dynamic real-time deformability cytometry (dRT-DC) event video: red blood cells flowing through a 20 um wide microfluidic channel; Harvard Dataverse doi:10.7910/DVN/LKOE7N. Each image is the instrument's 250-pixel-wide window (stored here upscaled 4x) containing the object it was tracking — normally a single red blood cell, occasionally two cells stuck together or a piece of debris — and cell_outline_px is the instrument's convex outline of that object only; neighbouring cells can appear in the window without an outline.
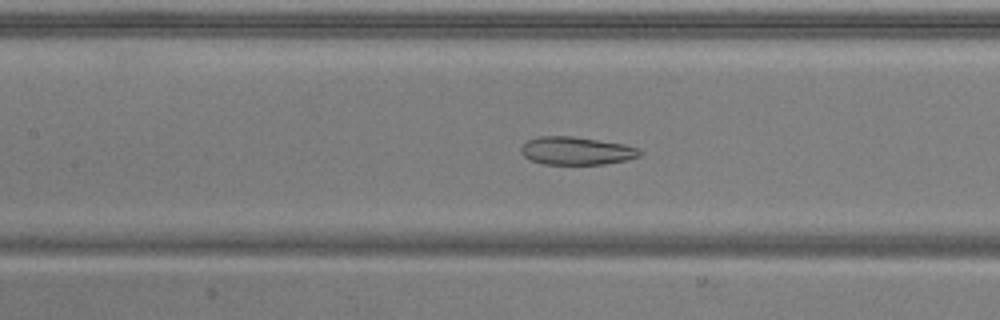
{"species": "common noctule bat (a hibernating species)", "species_latin": "Nyctalus noctula", "temperature_condition": "warm", "stored_images_in_passage": 51, "camera_frame_rate_fps": 3000, "um_per_image_px": 0.085, "animal": {"sex": "male", "body_mass_g": 20.5, "forearm_length_mm": 52.5}, "frame": {"image": 1, "passage_image": 23, "time_ms": 7.333, "image_size_px": [1000, 320], "cell_outline_px": [[644, 152], [640, 156], [628, 160], [604, 164], [544, 164], [532, 160], [524, 156], [520, 152], [520, 148], [528, 140], [540, 136], [572, 136], [624, 144], [640, 148]], "centroid_in_image_um": [49.04, 12.82], "position_along_channel_um": 158.4, "area_um2": 19.42}}
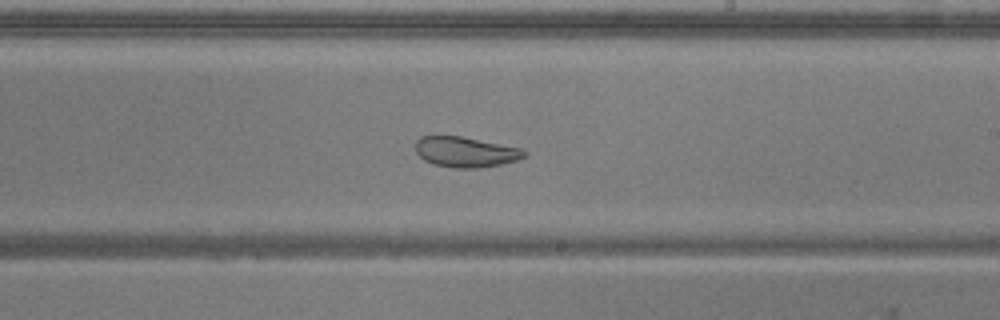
{"frame": {"image": 2, "passage_image": 30, "time_ms": 9.667, "image_size_px": [1000, 320], "cell_outline_px": [[528, 156], [516, 160], [500, 164], [480, 168], [456, 168], [432, 164], [424, 160], [416, 152], [416, 140], [420, 136], [460, 136], [524, 148], [528, 152]], "centroid_in_image_um": [39.61, 12.91], "position_along_channel_um": 249.4, "area_um2": 19.42}}
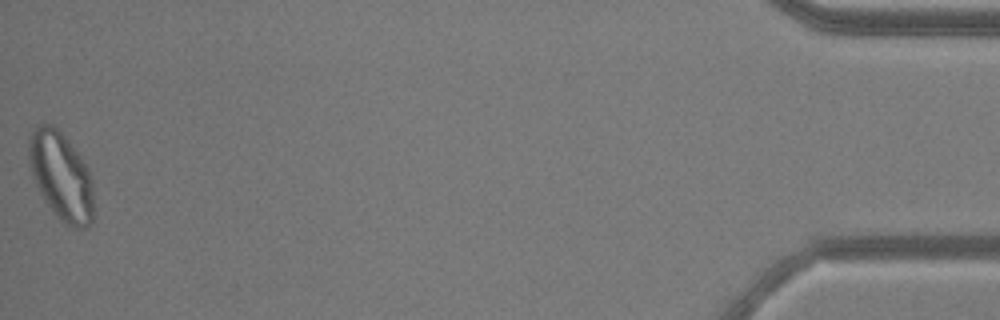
{"frame": {"image": 3, "passage_image": 51, "time_ms": 16.667, "image_size_px": [1000, 320], "cell_outline_px": [[92, 220], [84, 228], [72, 228], [64, 224], [52, 212], [44, 200], [36, 184], [28, 160], [28, 140], [32, 132], [44, 120], [52, 124], [68, 140], [80, 156], [88, 168], [92, 180]], "centroid_in_image_um": [5.17, 14.96], "position_along_channel_um": 430.0, "area_um2": 33.23}, "authors_computed_cell_mechanics": {"area_um2": 26.4724, "velocity_mm_per_s": 3.9122, "shape_relaxation_time_tau1_ms": null, "shape_relaxation_time_tau2_ms": 1.6624, "deformation_change_tau1": null, "deformation_change_tau2": 0.0889}}